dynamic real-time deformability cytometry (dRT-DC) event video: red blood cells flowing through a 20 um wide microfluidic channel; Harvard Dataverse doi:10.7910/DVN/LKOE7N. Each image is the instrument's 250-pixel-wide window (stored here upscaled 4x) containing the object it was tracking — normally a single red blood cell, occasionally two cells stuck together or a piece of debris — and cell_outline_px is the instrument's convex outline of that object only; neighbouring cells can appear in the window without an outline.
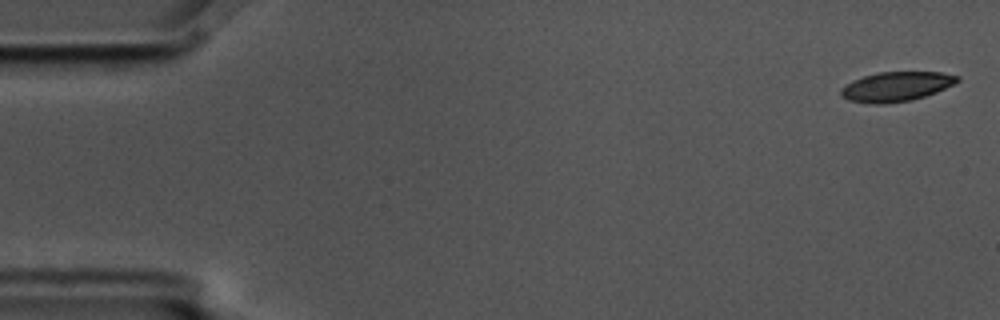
{"species": "common noctule bat (a hibernating species)", "species_latin": "Nyctalus noctula", "temperature_condition": "cold", "stored_images_in_passage": 5, "camera_frame_rate_fps": 3000, "um_per_image_px": 0.085, "animal": {"sex": "male", "body_mass_g": 17.5, "forearm_length_mm": 52.3}, "frame": {"image": 1, "passage_image": 1, "time_ms": 0.0, "image_size_px": [1000, 320], "cell_outline_px": [[960, 80], [936, 92], [912, 100], [884, 104], [872, 104], [848, 100], [840, 92], [840, 88], [852, 80], [864, 76], [880, 72], [940, 72], [960, 76]], "centroid_in_image_um": [76.16, 7.36], "position_along_channel_um": 8.8, "area_um2": 19.94}}
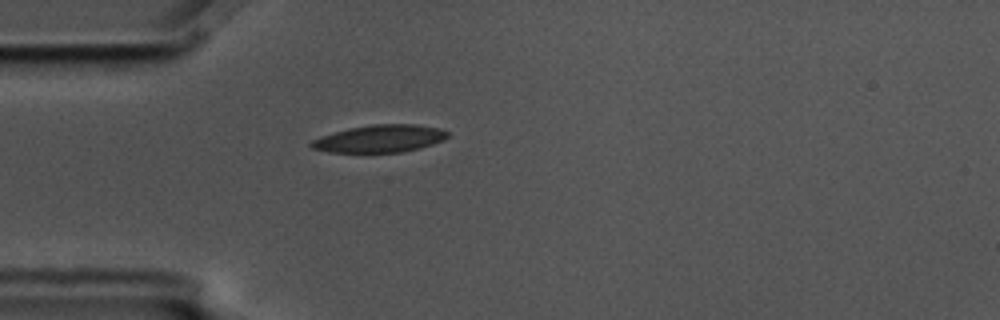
{"frame": {"image": 2, "passage_image": 5, "time_ms": 1.333, "image_size_px": [1000, 320], "cell_outline_px": [[448, 136], [444, 140], [420, 148], [400, 152], [328, 152], [312, 148], [308, 144], [312, 140], [320, 136], [348, 128], [372, 124], [416, 124], [440, 128], [448, 132]], "centroid_in_image_um": [32.27, 11.78], "position_along_channel_um": 52.7, "area_um2": 21.85}}